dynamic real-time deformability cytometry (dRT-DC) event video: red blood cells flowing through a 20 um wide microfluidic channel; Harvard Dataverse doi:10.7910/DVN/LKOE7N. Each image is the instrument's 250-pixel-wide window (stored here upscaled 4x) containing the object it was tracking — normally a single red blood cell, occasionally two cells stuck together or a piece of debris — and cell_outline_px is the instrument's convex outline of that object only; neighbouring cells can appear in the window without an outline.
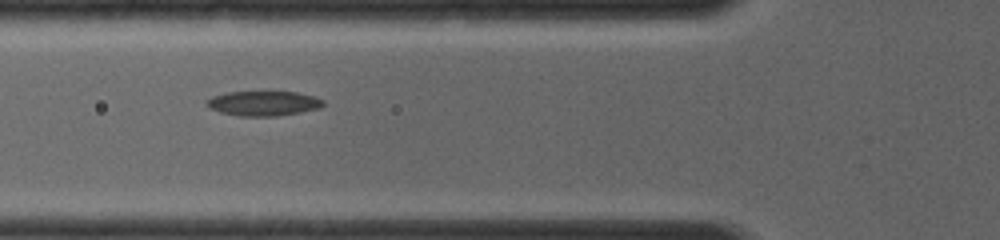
{"species": "common noctule bat (a hibernating species)", "species_latin": "Nyctalus noctula", "temperature_condition": "room temperature", "stored_images_in_passage": 2, "camera_frame_rate_fps": 4000, "um_per_image_px": 0.085, "animal": {"sex": "female", "body_mass_g": 19.0, "forearm_length_mm": 56.7}, "frame": {"image": 1, "passage_image": 2, "time_ms": 1.25, "image_size_px": [1000, 240], "cell_outline_px": [[324, 104], [320, 108], [300, 112], [276, 116], [240, 116], [220, 112], [208, 108], [204, 104], [204, 100], [212, 96], [228, 92], [296, 92], [312, 96], [324, 100]], "centroid_in_image_um": [22.33, 8.79], "position_along_channel_um": 103.5, "area_um2": 16.88}}